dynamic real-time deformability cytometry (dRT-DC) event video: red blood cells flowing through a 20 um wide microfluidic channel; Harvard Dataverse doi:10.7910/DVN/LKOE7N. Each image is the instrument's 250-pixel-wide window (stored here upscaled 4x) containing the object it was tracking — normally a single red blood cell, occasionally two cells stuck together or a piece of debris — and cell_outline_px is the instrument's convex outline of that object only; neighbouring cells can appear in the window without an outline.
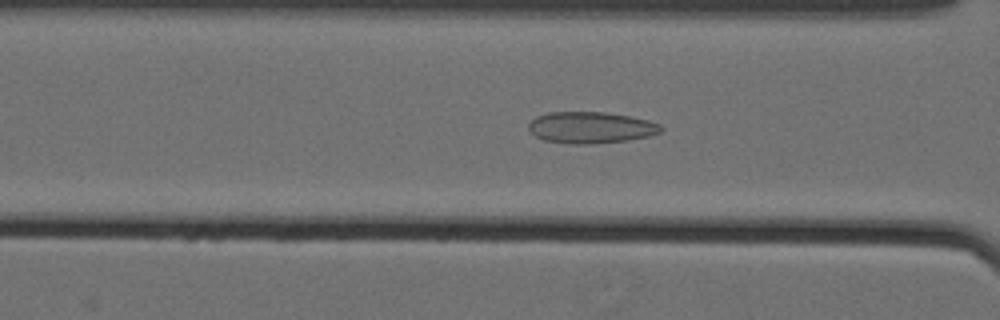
{"species": "Egyptian fruit bat (a non-hibernating species)", "species_latin": "Rousettus aegyptiacus", "temperature_condition": "cold", "stored_images_in_passage": 48, "camera_frame_rate_fps": 3000, "um_per_image_px": 0.085, "animal": {"sex": "female"}, "frame": {"image": 1, "passage_image": 16, "time_ms": 5.0, "image_size_px": [1000, 320], "cell_outline_px": [[664, 128], [660, 132], [648, 136], [628, 140], [592, 144], [572, 144], [544, 140], [536, 136], [528, 128], [528, 124], [536, 116], [548, 112], [604, 112], [628, 116], [648, 120], [660, 124]], "centroid_in_image_um": [50.21, 10.84], "position_along_channel_um": 116.4, "area_um2": 24.22}}
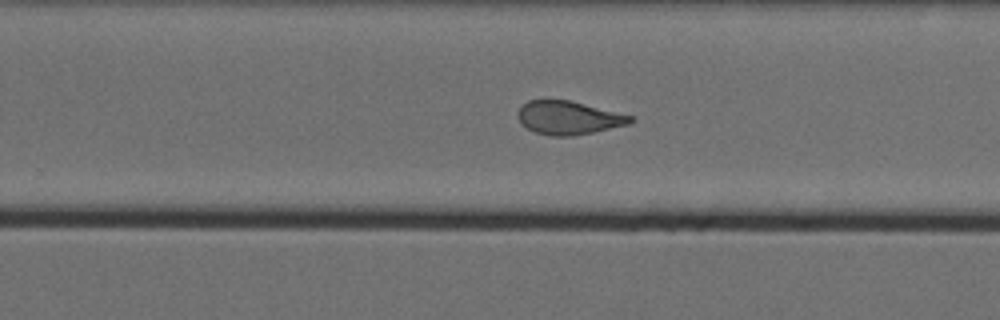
{"frame": {"image": 2, "passage_image": 30, "time_ms": 9.667, "image_size_px": [1000, 320], "cell_outline_px": [[636, 120], [628, 124], [592, 132], [572, 136], [548, 136], [536, 132], [528, 128], [516, 116], [516, 112], [528, 100], [568, 100], [632, 116]], "centroid_in_image_um": [48.3, 10.01], "position_along_channel_um": 281.5, "area_um2": 21.56}}
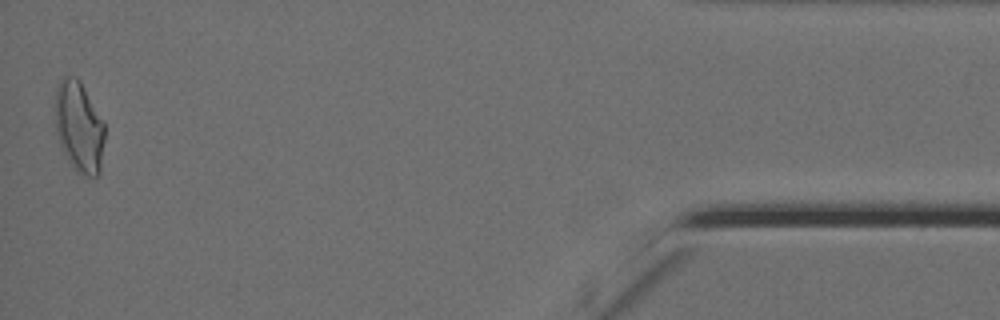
{"frame": {"image": 3, "passage_image": 48, "time_ms": 15.667, "image_size_px": [1000, 320], "cell_outline_px": [[104, 140], [100, 172], [96, 176], [88, 176], [80, 172], [68, 160], [60, 148], [56, 132], [56, 88], [60, 80], [64, 76], [76, 76], [80, 80], [104, 120]], "centroid_in_image_um": [6.73, 10.75], "position_along_channel_um": 428.5, "area_um2": 26.24}, "authors_computed_cell_mechanics": {"area_um2": 23.1489, "velocity_mm_per_s": 3.5387, "shape_relaxation_time_tau1_ms": null, "shape_relaxation_time_tau2_ms": 1.5867, "deformation_change_tau1": null, "deformation_change_tau2": 0.0706}}